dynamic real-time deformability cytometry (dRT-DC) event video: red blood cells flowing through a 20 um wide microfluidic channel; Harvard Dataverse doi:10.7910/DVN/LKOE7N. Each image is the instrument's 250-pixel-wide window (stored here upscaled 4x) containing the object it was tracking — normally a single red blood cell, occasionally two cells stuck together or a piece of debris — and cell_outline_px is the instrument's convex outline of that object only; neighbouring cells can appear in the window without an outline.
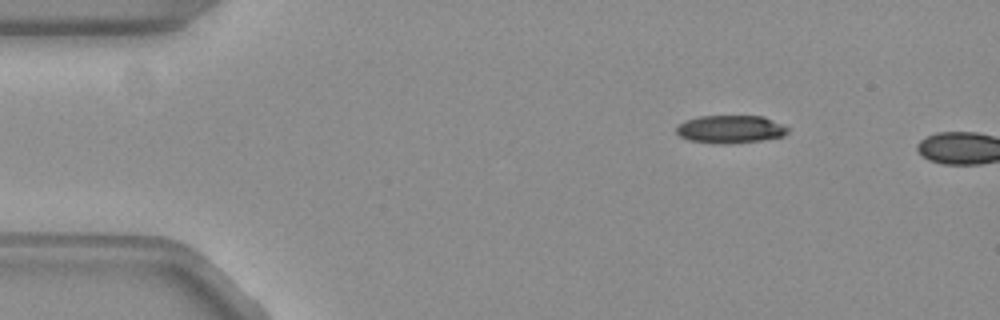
{"species": "common noctule bat (a hibernating species)", "species_latin": "Nyctalus noctula", "temperature_condition": "warm", "stored_images_in_passage": 3, "camera_frame_rate_fps": 3000, "um_per_image_px": 0.085, "animal": {"sex": "female", "body_mass_g": 19.3, "forearm_length_mm": 54.1}, "frame": {"image": 1, "passage_image": 1, "time_ms": 0.0, "image_size_px": [1000, 320], "cell_outline_px": [[788, 132], [784, 136], [760, 140], [720, 144], [688, 140], [680, 136], [676, 132], [676, 124], [684, 120], [700, 116], [764, 116], [788, 128]], "centroid_in_image_um": [62.03, 10.97], "position_along_channel_um": 23.0, "area_um2": 18.03}}